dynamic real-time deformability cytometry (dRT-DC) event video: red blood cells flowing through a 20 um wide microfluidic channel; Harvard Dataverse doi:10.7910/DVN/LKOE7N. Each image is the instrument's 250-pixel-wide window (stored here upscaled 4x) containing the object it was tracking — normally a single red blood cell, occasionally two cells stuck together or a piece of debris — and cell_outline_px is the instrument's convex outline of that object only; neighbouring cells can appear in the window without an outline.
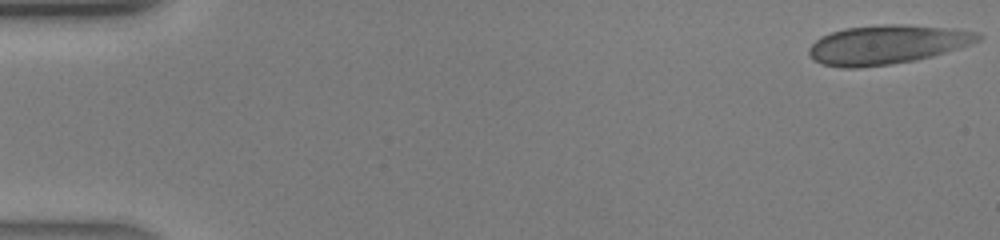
{"species": "human", "species_latin": "Homo sapiens", "temperature_condition": "warm", "stored_images_in_passage": 41, "camera_frame_rate_fps": 3000, "um_per_image_px": 0.085, "donor": {"sex": "male"}, "frame": {"image": 1, "passage_image": 1, "time_ms": 0.0, "image_size_px": [1000, 240], "cell_outline_px": [[984, 36], [980, 40], [960, 48], [932, 56], [916, 60], [888, 64], [856, 68], [844, 68], [820, 64], [812, 60], [808, 52], [808, 48], [820, 36], [844, 28], [880, 24], [908, 24], [956, 28], [980, 32]], "centroid_in_image_um": [75.42, 3.77], "position_along_channel_um": 9.6, "area_um2": 39.02}}
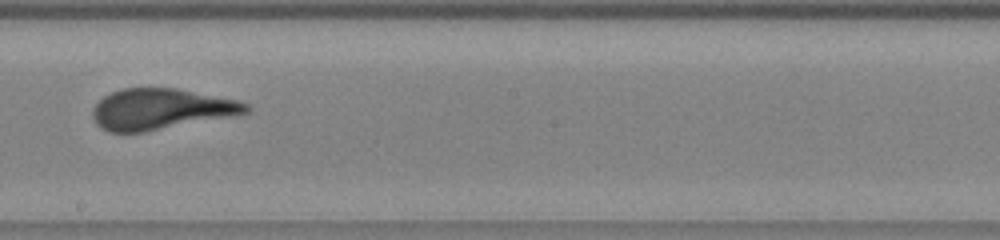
{"frame": {"image": 2, "passage_image": 24, "time_ms": 7.667, "image_size_px": [1000, 240], "cell_outline_px": [[252, 112], [144, 132], [108, 132], [100, 128], [96, 124], [92, 116], [92, 108], [104, 96], [112, 92], [124, 88], [176, 88], [236, 100], [248, 104], [252, 108]], "centroid_in_image_um": [13.65, 9.28], "position_along_channel_um": 234.5, "area_um2": 36.36}}
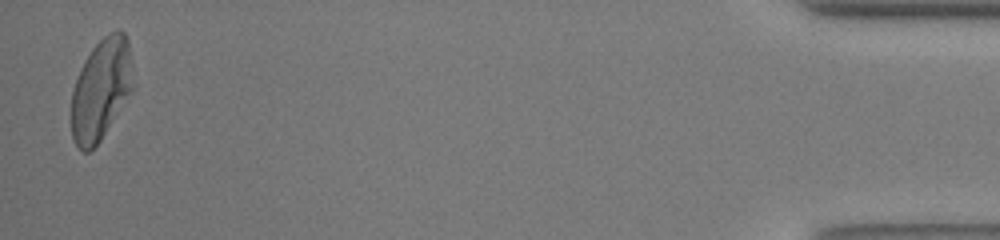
{"frame": {"image": 3, "passage_image": 41, "time_ms": 13.333, "image_size_px": [1000, 240], "cell_outline_px": [[136, 88], [100, 140], [88, 152], [84, 152], [76, 144], [72, 136], [72, 92], [76, 80], [92, 48], [108, 32], [116, 28], [124, 32], [128, 40]], "centroid_in_image_um": [8.65, 7.57], "position_along_channel_um": 426.5, "area_um2": 36.59}}